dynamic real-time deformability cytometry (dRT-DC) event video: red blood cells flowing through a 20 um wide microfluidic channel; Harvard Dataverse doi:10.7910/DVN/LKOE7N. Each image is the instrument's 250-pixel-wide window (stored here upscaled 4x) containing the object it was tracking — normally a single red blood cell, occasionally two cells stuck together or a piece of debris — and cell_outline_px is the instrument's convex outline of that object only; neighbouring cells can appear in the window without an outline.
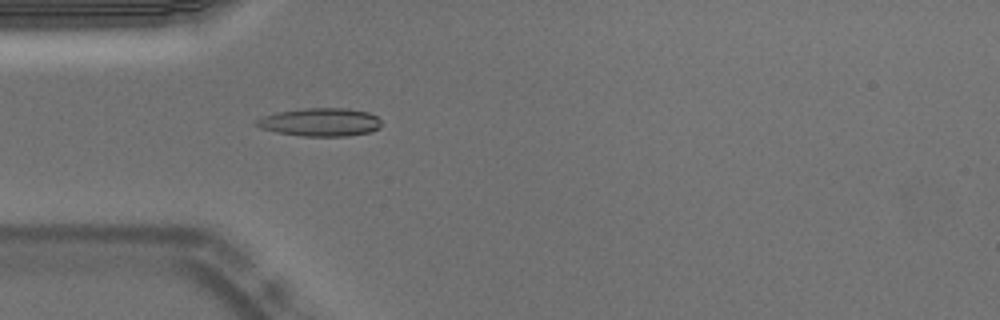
{"species": "Egyptian fruit bat (a non-hibernating species)", "species_latin": "Rousettus aegyptiacus", "temperature_condition": "warm", "stored_images_in_passage": 46, "camera_frame_rate_fps": 3000, "um_per_image_px": 0.085, "animal": {"sex": "male"}, "frame": {"image": 1, "passage_image": 8, "time_ms": 2.333, "image_size_px": [1000, 320], "cell_outline_px": [[380, 128], [372, 132], [348, 136], [300, 136], [276, 132], [260, 128], [252, 124], [256, 120], [264, 116], [276, 112], [304, 108], [348, 108], [368, 112], [376, 116], [380, 120]], "centroid_in_image_um": [27.21, 10.38], "position_along_channel_um": 57.8, "area_um2": 20.75}}
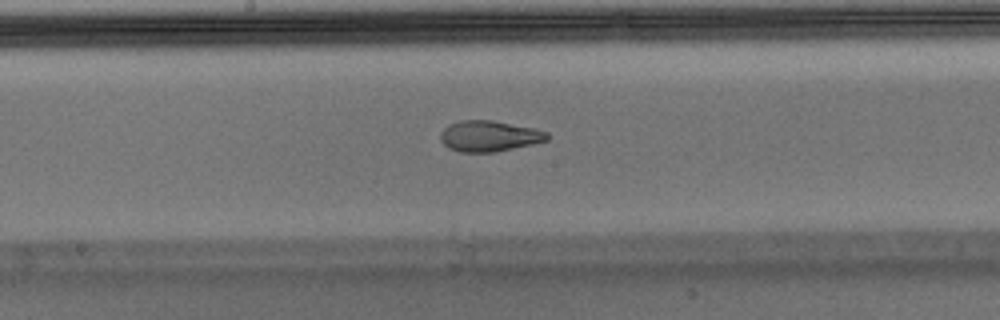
{"frame": {"image": 2, "passage_image": 20, "time_ms": 6.333, "image_size_px": [1000, 320], "cell_outline_px": [[548, 140], [532, 144], [496, 152], [460, 152], [448, 148], [440, 140], [440, 132], [448, 124], [460, 120], [492, 120], [532, 128], [548, 132]], "centroid_in_image_um": [41.54, 11.57], "position_along_channel_um": 206.7, "area_um2": 19.19}}
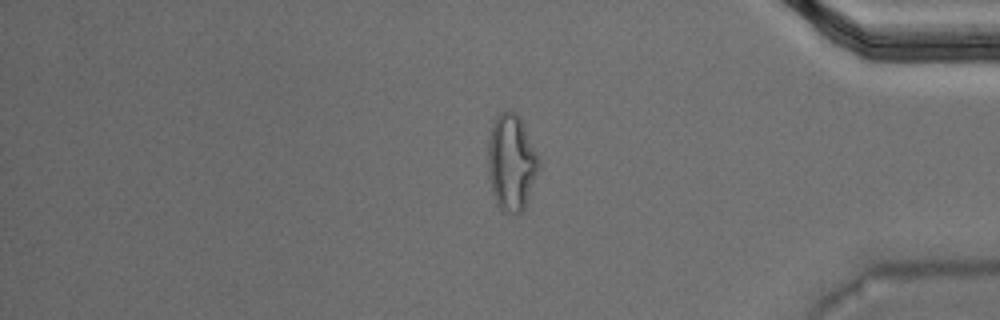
{"frame": {"image": 3, "passage_image": 37, "time_ms": 12.0, "image_size_px": [1000, 320], "cell_outline_px": [[540, 168], [524, 208], [516, 216], [512, 216], [504, 212], [496, 204], [492, 192], [488, 176], [488, 140], [492, 124], [496, 116], [500, 112], [516, 112], [524, 124], [540, 160]], "centroid_in_image_um": [43.47, 13.84], "position_along_channel_um": 391.7, "area_um2": 28.9}, "authors_computed_cell_mechanics": {"area_um2": 19.7965, "velocity_mm_per_s": 3.7469, "shape_relaxation_time_tau1_ms": null, "shape_relaxation_time_tau2_ms": 1.8762, "deformation_change_tau1": null, "deformation_change_tau2": 0.089}}